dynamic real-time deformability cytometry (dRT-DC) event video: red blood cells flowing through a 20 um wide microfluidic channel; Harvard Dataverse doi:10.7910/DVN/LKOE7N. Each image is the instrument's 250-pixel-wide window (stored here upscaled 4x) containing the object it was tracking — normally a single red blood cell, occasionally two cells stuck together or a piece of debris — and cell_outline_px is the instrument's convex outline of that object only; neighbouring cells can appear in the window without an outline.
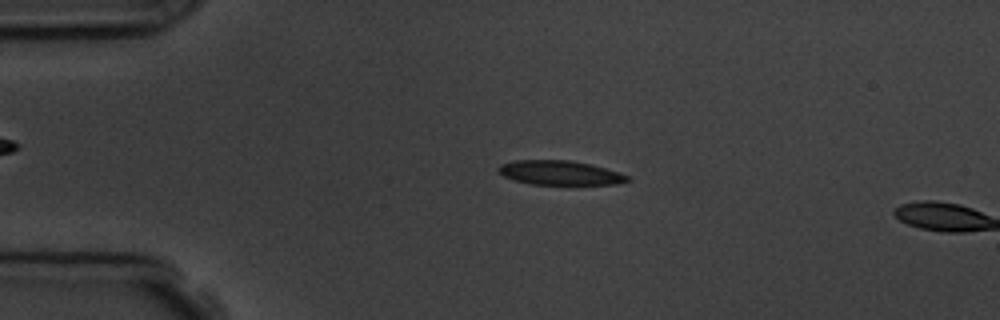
{"species": "common noctule bat (a hibernating species)", "species_latin": "Nyctalus noctula", "temperature_condition": "room temperature", "stored_images_in_passage": 3, "camera_frame_rate_fps": 3000, "um_per_image_px": 0.085, "animal": {"sex": "male", "body_mass_g": 19.5, "forearm_length_mm": 54.6}, "frame": {"image": 1, "passage_image": 2, "time_ms": 2.0, "image_size_px": [1000, 320], "cell_outline_px": [[632, 180], [616, 184], [532, 184], [512, 180], [496, 172], [496, 168], [500, 164], [516, 160], [568, 160], [592, 164], [628, 176]], "centroid_in_image_um": [47.52, 14.68], "position_along_channel_um": 37.5, "area_um2": 18.26}}